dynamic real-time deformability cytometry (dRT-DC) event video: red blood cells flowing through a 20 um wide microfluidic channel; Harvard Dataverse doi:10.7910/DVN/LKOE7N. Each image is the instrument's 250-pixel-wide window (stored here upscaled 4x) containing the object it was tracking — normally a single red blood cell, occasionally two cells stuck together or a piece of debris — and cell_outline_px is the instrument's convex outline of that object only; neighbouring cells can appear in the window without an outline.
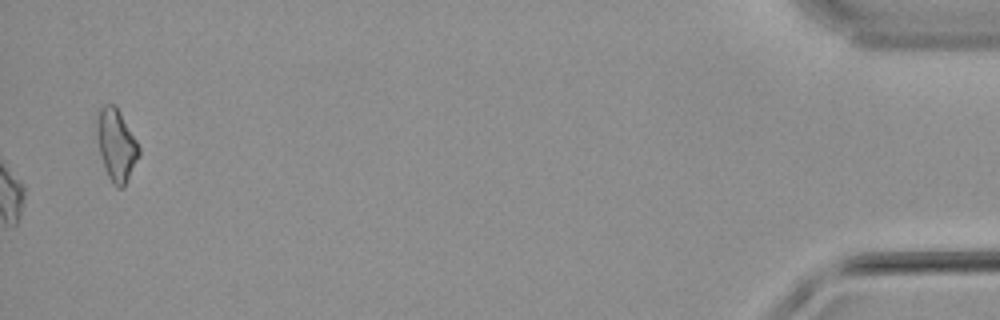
{"species": "common noctule bat (a hibernating species)", "species_latin": "Nyctalus noctula", "temperature_condition": "warm", "stored_images_in_passage": 60, "camera_frame_rate_fps": 3000, "um_per_image_px": 0.085, "animal": {"sex": "male", "body_mass_g": 21.5, "forearm_length_mm": 52.0}, "frame": {"image": 1, "passage_image": 60, "time_ms": 19.667, "image_size_px": [1000, 320], "cell_outline_px": [[140, 156], [124, 188], [116, 188], [112, 184], [104, 168], [96, 136], [96, 116], [100, 108], [104, 104], [116, 104], [136, 140], [140, 148]], "centroid_in_image_um": [9.88, 12.33], "position_along_channel_um": 425.3, "area_um2": 17.98}}